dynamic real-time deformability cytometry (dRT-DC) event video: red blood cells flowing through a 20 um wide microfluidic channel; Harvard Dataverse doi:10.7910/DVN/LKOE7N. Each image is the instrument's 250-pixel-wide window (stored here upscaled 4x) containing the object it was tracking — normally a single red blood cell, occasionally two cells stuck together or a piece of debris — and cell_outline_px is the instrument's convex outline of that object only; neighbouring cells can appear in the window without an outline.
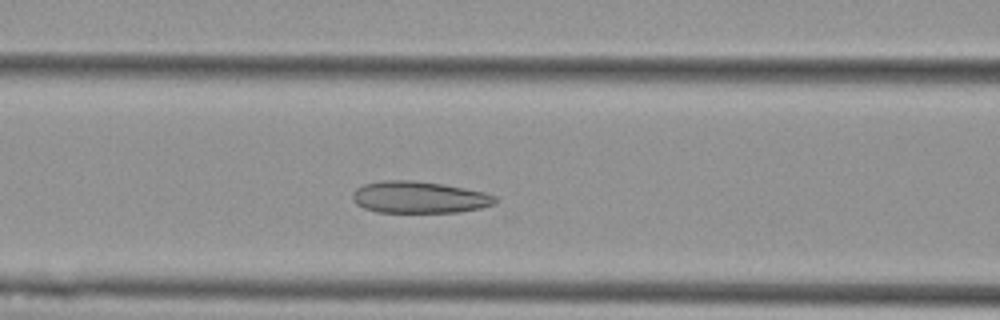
{"species": "Egyptian fruit bat (a non-hibernating species)", "species_latin": "Rousettus aegyptiacus", "temperature_condition": "cold", "stored_images_in_passage": 40, "camera_frame_rate_fps": 3000, "um_per_image_px": 0.085, "animal": {"sex": "female"}, "frame": {"image": 1, "passage_image": 15, "time_ms": 4.667, "image_size_px": [1000, 320], "cell_outline_px": [[496, 204], [480, 208], [460, 212], [376, 212], [364, 208], [356, 204], [352, 200], [352, 192], [356, 188], [364, 184], [384, 180], [412, 180], [440, 184], [464, 188], [484, 192], [496, 196]], "centroid_in_image_um": [35.6, 16.77], "position_along_channel_um": 131.0, "area_um2": 26.47}}
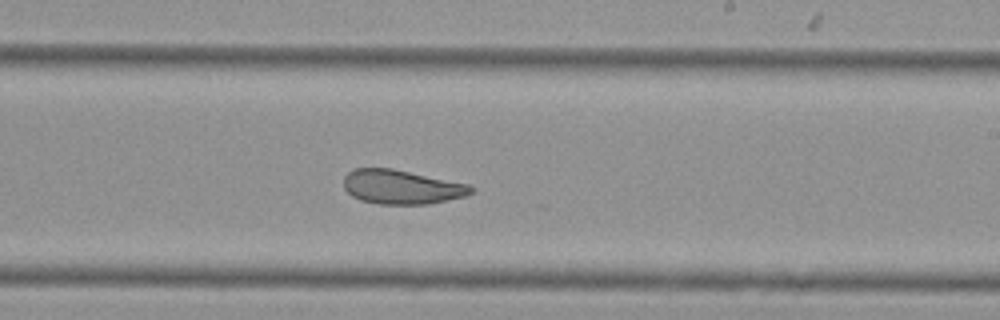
{"frame": {"image": 2, "passage_image": 25, "time_ms": 8.0, "image_size_px": [1000, 320], "cell_outline_px": [[476, 188], [472, 192], [464, 196], [428, 204], [380, 204], [360, 200], [352, 196], [344, 188], [344, 176], [352, 168], [392, 168], [468, 184]], "centroid_in_image_um": [34.1, 15.89], "position_along_channel_um": 254.9, "area_um2": 25.32}}
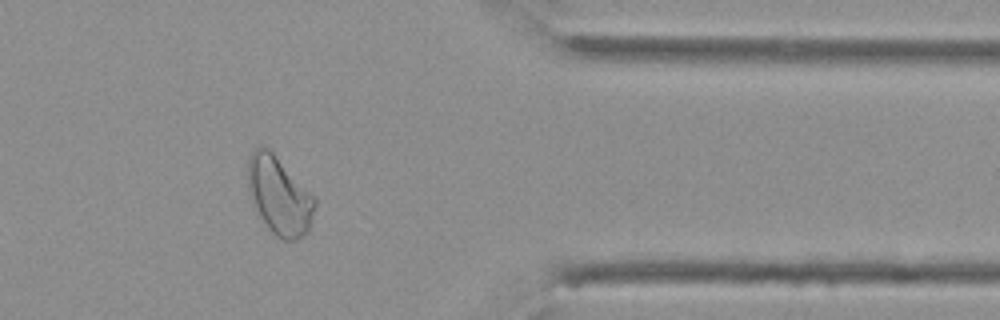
{"frame": {"image": 3, "passage_image": 37, "time_ms": 12.0, "image_size_px": [1000, 320], "cell_outline_px": [[316, 204], [312, 220], [308, 232], [296, 240], [284, 240], [276, 236], [268, 228], [256, 212], [248, 188], [248, 156], [260, 144], [268, 148], [272, 152], [316, 200]], "centroid_in_image_um": [23.71, 16.65], "position_along_channel_um": 387.7, "area_um2": 30.0}, "authors_computed_cell_mechanics": {"area_um2": 27.2527, "velocity_mm_per_s": 3.7319, "shape_relaxation_time_tau1_ms": null, "shape_relaxation_time_tau2_ms": 2.0332, "deformation_change_tau1": null, "deformation_change_tau2": 0.0892}}